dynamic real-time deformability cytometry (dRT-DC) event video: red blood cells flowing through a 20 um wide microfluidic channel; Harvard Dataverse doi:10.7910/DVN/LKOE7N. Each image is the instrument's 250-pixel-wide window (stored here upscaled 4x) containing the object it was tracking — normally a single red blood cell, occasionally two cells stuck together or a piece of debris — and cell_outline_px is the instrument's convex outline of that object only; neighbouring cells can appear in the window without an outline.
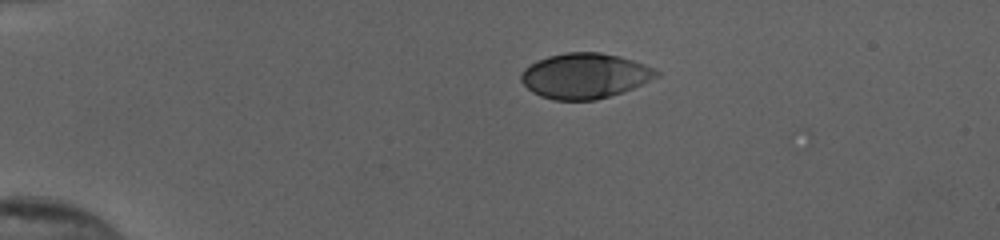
{"species": "human", "species_latin": "Homo sapiens", "temperature_condition": "cold", "stored_images_in_passage": 42, "camera_frame_rate_fps": 3000, "um_per_image_px": 0.085, "donor": {"sex": "female"}, "frame": {"image": 1, "passage_image": 1, "time_ms": 0.0, "image_size_px": [1000, 240], "cell_outline_px": [[660, 76], [632, 88], [596, 100], [552, 100], [540, 96], [532, 92], [520, 80], [520, 72], [524, 68], [536, 60], [548, 56], [564, 52], [600, 52], [620, 56], [644, 64], [660, 72]], "centroid_in_image_um": [49.67, 6.44], "position_along_channel_um": 35.3, "area_um2": 35.78}}
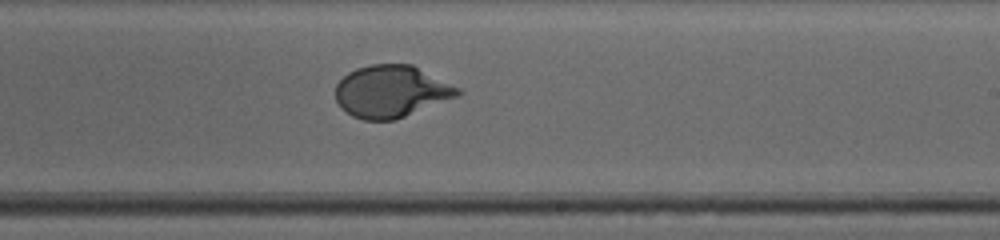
{"frame": {"image": 2, "passage_image": 23, "time_ms": 7.333, "image_size_px": [1000, 240], "cell_outline_px": [[464, 92], [460, 96], [396, 120], [364, 120], [352, 116], [340, 108], [336, 100], [336, 84], [348, 72], [356, 68], [372, 64], [412, 64], [460, 88]], "centroid_in_image_um": [33.28, 7.78], "position_along_channel_um": 255.7, "area_um2": 37.45}}
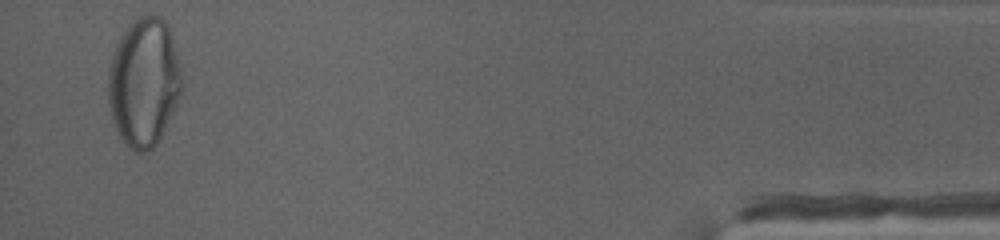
{"frame": {"image": 3, "passage_image": 41, "time_ms": 13.333, "image_size_px": [1000, 240], "cell_outline_px": [[184, 84], [176, 104], [160, 140], [148, 152], [132, 152], [128, 148], [116, 132], [112, 120], [108, 104], [108, 72], [112, 56], [116, 44], [120, 36], [144, 12], [160, 16], [168, 24], [180, 64]], "centroid_in_image_um": [12.23, 7.02], "position_along_channel_um": 423.0, "area_um2": 55.78}, "authors_computed_cell_mechanics": {"area_um2": 36.8764, "velocity_mm_per_s": 3.8777, "shape_relaxation_time_tau1_ms": 3.9602, "shape_relaxation_time_tau2_ms": null, "deformation_change_tau1": 0.1938, "deformation_change_tau2": null}}